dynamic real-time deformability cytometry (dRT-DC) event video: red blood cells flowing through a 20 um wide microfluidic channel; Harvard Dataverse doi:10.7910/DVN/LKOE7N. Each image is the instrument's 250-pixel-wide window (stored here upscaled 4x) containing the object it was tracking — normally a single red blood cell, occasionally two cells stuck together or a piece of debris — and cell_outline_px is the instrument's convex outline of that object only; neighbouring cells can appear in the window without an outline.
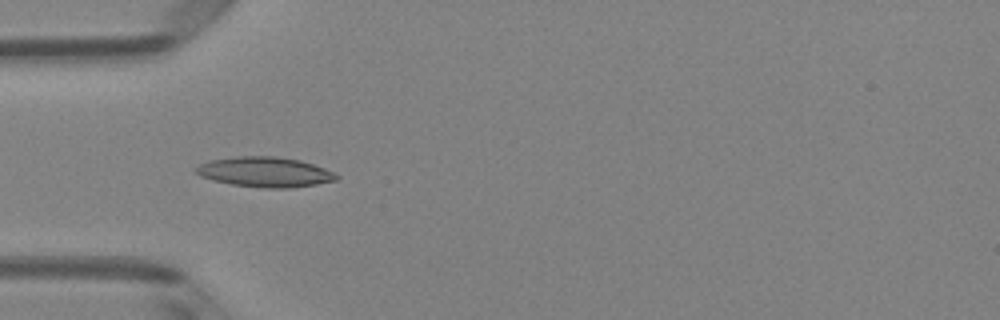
{"species": "Egyptian fruit bat (a non-hibernating species)", "species_latin": "Rousettus aegyptiacus", "temperature_condition": "room temperature", "stored_images_in_passage": 5, "camera_frame_rate_fps": 3000, "um_per_image_px": 0.085, "animal": {"sex": "female"}, "frame": {"image": 1, "passage_image": 4, "time_ms": 1.0, "image_size_px": [1000, 320], "cell_outline_px": [[340, 176], [336, 180], [316, 184], [288, 188], [264, 188], [232, 184], [212, 180], [200, 176], [192, 168], [208, 160], [236, 156], [272, 156], [300, 160], [336, 172]], "centroid_in_image_um": [22.5, 14.61], "position_along_channel_um": 62.5, "area_um2": 24.68}}
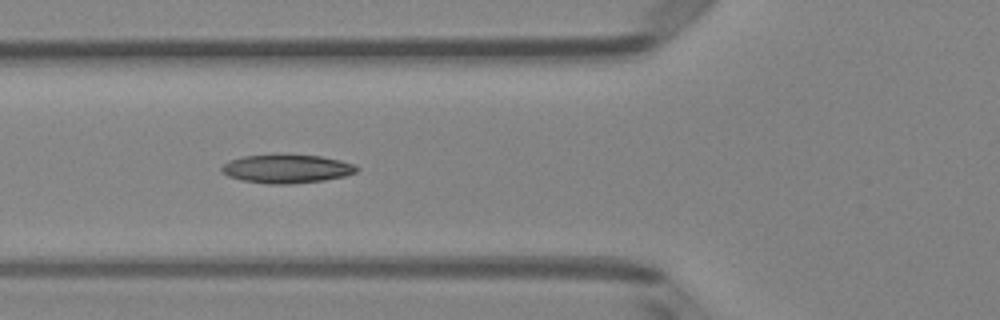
{"frame": {"image": 2, "passage_image": 5, "time_ms": 1.333, "image_size_px": [1000, 320], "cell_outline_px": [[360, 168], [356, 172], [344, 176], [324, 180], [288, 184], [268, 184], [240, 180], [228, 176], [220, 172], [220, 168], [228, 160], [244, 156], [320, 156], [340, 160], [352, 164]], "centroid_in_image_um": [24.33, 14.37], "position_along_channel_um": 101.5, "area_um2": 22.08}}